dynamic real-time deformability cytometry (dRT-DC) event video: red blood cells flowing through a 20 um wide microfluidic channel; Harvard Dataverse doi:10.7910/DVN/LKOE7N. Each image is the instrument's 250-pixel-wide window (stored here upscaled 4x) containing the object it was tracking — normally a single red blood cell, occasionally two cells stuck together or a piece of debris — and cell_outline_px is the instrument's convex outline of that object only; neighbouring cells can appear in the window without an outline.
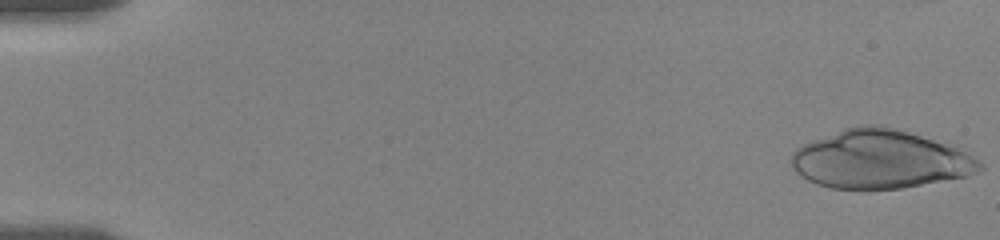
{"species": "human", "species_latin": "Homo sapiens", "temperature_condition": "room temperature", "stored_images_in_passage": 30, "camera_frame_rate_fps": 3000, "um_per_image_px": 0.085, "donor": {"sex": "female"}, "frame": {"image": 1, "passage_image": 1, "time_ms": 0.0, "image_size_px": [1000, 240], "cell_outline_px": [[984, 168], [968, 176], [900, 188], [832, 188], [816, 184], [800, 176], [792, 168], [792, 152], [796, 148], [812, 140], [848, 128], [876, 124], [908, 132], [956, 148], [964, 152], [984, 164]], "centroid_in_image_um": [74.77, 13.56], "position_along_channel_um": 10.2, "area_um2": 62.94}}